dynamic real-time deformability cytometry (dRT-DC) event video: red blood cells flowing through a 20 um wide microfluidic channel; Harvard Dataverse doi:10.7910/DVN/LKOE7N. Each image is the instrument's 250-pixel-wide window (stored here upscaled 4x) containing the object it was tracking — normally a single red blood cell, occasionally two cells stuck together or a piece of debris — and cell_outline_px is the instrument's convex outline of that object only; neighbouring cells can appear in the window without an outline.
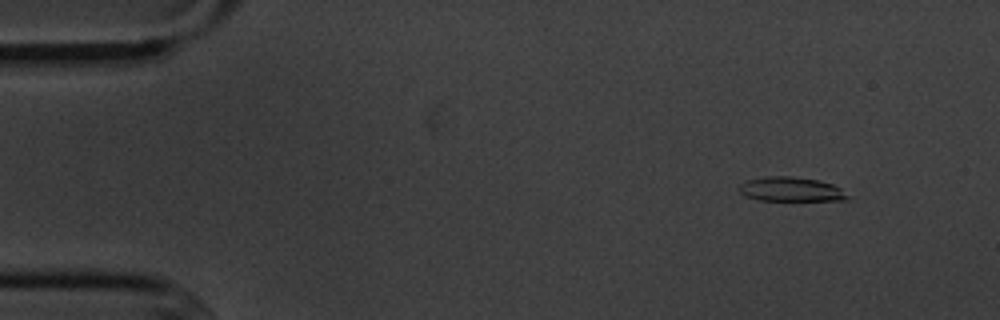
{"species": "common noctule bat (a hibernating species)", "species_latin": "Nyctalus noctula", "temperature_condition": "cold", "stored_images_in_passage": 55, "camera_frame_rate_fps": 3000, "um_per_image_px": 0.085, "animal": {"sex": "male", "body_mass_g": 20.1, "forearm_length_mm": 53.5}, "frame": {"image": 1, "passage_image": 6, "time_ms": 1.667, "image_size_px": [1000, 320], "cell_outline_px": [[848, 196], [844, 200], [756, 200], [744, 196], [740, 192], [740, 184], [748, 180], [764, 176], [792, 176], [820, 180], [832, 184], [840, 188]], "centroid_in_image_um": [67.19, 16.08], "position_along_channel_um": 17.8, "area_um2": 15.32}}
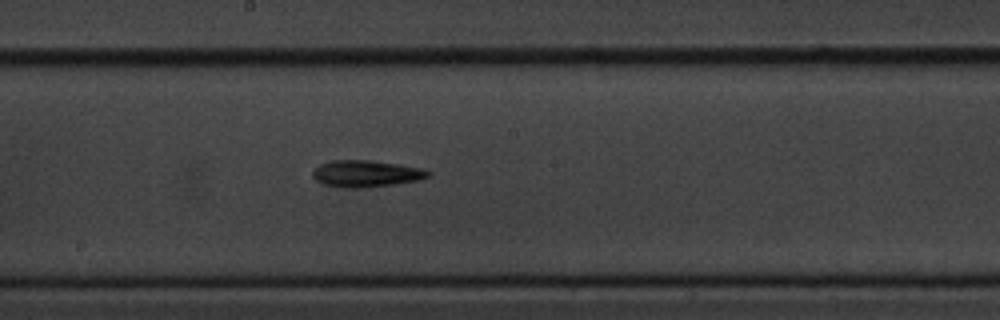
{"frame": {"image": 2, "passage_image": 30, "time_ms": 9.667, "image_size_px": [1000, 320], "cell_outline_px": [[432, 176], [420, 180], [392, 184], [356, 188], [324, 184], [316, 180], [312, 176], [312, 172], [320, 164], [332, 160], [368, 160], [400, 164], [424, 168], [432, 172]], "centroid_in_image_um": [31.19, 14.74], "position_along_channel_um": 217.0, "area_um2": 17.86}}
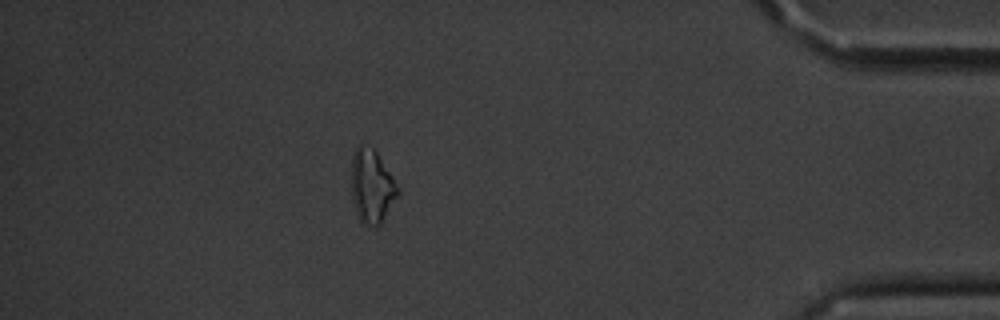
{"frame": {"image": 3, "passage_image": 49, "time_ms": 16.0, "image_size_px": [1000, 320], "cell_outline_px": [[400, 192], [380, 224], [364, 224], [360, 220], [352, 196], [352, 156], [356, 148], [360, 144], [364, 144], [372, 148], [376, 152], [400, 184]], "centroid_in_image_um": [31.64, 15.78], "position_along_channel_um": 403.6, "area_um2": 19.71}, "authors_computed_cell_mechanics": {"area_um2": 16.8198, "velocity_mm_per_s": 3.6242, "shape_relaxation_time_tau1_ms": 2.3753, "shape_relaxation_time_tau2_ms": null, "deformation_change_tau1": 0.1071, "deformation_change_tau2": null}}